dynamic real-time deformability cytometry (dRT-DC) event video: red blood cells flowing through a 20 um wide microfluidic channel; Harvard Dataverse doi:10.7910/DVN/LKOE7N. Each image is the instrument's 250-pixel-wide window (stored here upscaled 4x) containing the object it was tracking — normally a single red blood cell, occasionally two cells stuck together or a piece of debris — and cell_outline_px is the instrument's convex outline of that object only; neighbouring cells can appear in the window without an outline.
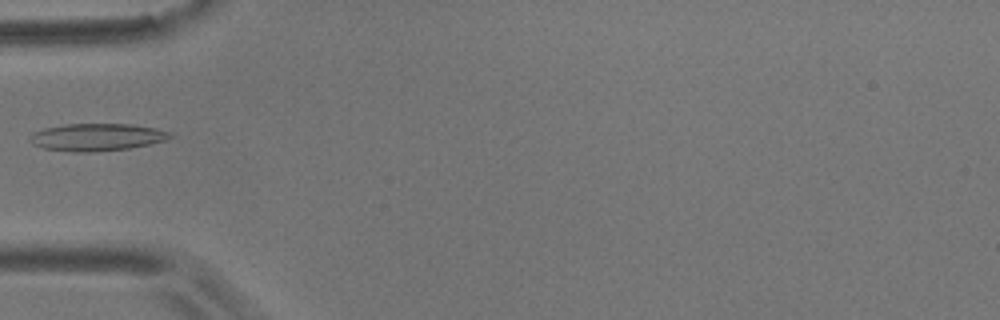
{"species": "common noctule bat (a hibernating species)", "species_latin": "Nyctalus noctula", "temperature_condition": "room temperature", "stored_images_in_passage": 5, "camera_frame_rate_fps": 3000, "um_per_image_px": 0.085, "animal": {"sex": "male", "body_mass_g": 17.9}, "frame": {"image": 1, "passage_image": 5, "time_ms": 1.333, "image_size_px": [1000, 320], "cell_outline_px": [[172, 136], [164, 140], [148, 144], [128, 148], [92, 152], [72, 152], [44, 148], [32, 144], [28, 140], [28, 136], [32, 132], [44, 128], [64, 124], [132, 124], [156, 128], [172, 132]], "centroid_in_image_um": [8.18, 11.65], "position_along_channel_um": 76.8, "area_um2": 22.43}}